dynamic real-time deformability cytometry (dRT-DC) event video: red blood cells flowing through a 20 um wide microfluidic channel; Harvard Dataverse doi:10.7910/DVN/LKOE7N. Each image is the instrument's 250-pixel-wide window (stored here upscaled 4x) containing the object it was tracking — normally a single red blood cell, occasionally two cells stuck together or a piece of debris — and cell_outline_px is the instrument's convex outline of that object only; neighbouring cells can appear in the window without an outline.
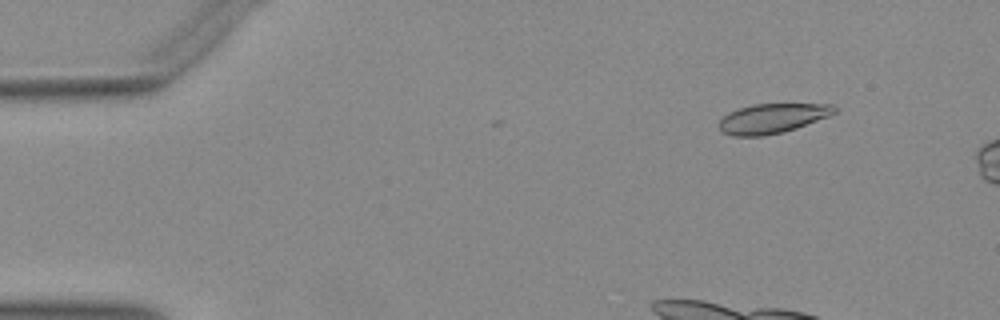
{"species": "Egyptian fruit bat (a non-hibernating species)", "species_latin": "Rousettus aegyptiacus", "temperature_condition": "warm", "stored_images_in_passage": 5, "camera_frame_rate_fps": 3000, "um_per_image_px": 0.085, "animal": {"sex": "female"}, "frame": {"image": 1, "passage_image": 1, "time_ms": 0.0, "image_size_px": [1000, 320], "cell_outline_px": [[836, 112], [828, 116], [796, 128], [784, 132], [764, 136], [732, 136], [724, 132], [716, 124], [728, 112], [752, 104], [836, 104]], "centroid_in_image_um": [65.63, 10.06], "position_along_channel_um": 19.4, "area_um2": 19.94}}